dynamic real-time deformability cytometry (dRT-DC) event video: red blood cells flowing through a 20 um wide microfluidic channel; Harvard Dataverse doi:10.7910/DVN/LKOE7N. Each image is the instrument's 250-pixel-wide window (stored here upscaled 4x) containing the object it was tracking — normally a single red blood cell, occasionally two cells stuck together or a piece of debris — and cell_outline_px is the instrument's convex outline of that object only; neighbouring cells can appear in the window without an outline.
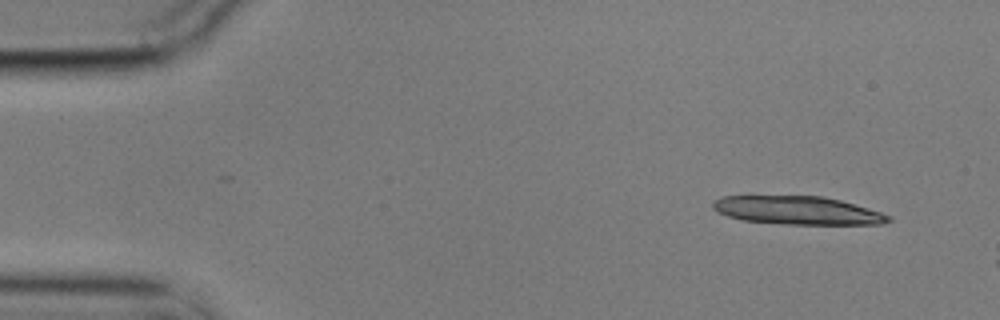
{"species": "common noctule bat (a hibernating species)", "species_latin": "Nyctalus noctula", "temperature_condition": "cold", "stored_images_in_passage": 8, "camera_frame_rate_fps": 3000, "um_per_image_px": 0.085, "animal": {"sex": "male", "body_mass_g": 17.9}, "frame": {"image": 1, "passage_image": 1, "time_ms": 0.0, "image_size_px": [1000, 320], "cell_outline_px": [[892, 220], [880, 224], [788, 224], [744, 220], [728, 216], [712, 208], [712, 200], [724, 196], [824, 196], [840, 200], [868, 208], [892, 216]], "centroid_in_image_um": [67.8, 17.87], "position_along_channel_um": 17.2, "area_um2": 28.73}}